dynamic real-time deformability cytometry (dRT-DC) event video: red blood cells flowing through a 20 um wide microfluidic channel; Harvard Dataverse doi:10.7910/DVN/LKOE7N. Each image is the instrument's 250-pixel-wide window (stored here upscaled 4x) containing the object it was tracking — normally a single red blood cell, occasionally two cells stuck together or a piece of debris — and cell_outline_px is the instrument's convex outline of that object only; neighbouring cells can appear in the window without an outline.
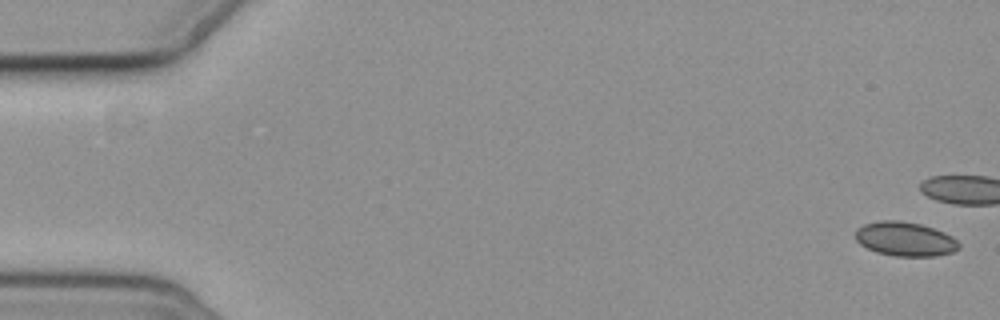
{"species": "common noctule bat (a hibernating species)", "species_latin": "Nyctalus noctula", "temperature_condition": "cold", "stored_images_in_passage": 11, "camera_frame_rate_fps": 3000, "um_per_image_px": 0.085, "animal": {"sex": "female", "body_mass_g": 19.3, "forearm_length_mm": 54.1}, "frame": {"image": 1, "passage_image": 1, "time_ms": 0.0, "image_size_px": [1000, 320], "cell_outline_px": [[960, 248], [952, 252], [936, 256], [896, 256], [876, 252], [860, 244], [856, 240], [856, 228], [864, 224], [880, 220], [900, 220], [920, 224], [944, 232], [952, 236], [960, 244]], "centroid_in_image_um": [76.93, 20.31], "position_along_channel_um": 8.1, "area_um2": 20.63}}